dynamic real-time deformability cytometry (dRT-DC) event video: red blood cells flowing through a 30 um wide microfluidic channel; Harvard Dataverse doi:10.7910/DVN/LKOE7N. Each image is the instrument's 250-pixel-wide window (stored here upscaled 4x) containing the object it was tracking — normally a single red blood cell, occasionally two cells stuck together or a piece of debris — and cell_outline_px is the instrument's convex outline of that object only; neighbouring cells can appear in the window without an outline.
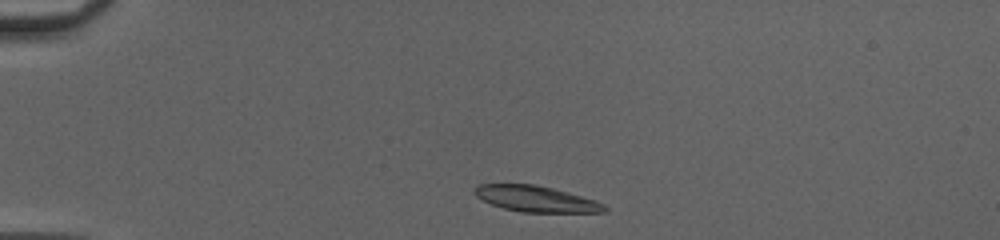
{"species": "common noctule bat (a hibernating species)", "species_latin": "Nyctalus noctula", "temperature_condition": "cold", "stored_images_in_passage": 39, "camera_frame_rate_fps": 3000, "um_per_image_px": 0.085, "animal": {"sex": "female", "body_mass_g": 20.0, "forearm_length_mm": 54.0}, "frame": {"image": 1, "passage_image": 1, "time_ms": 0.0, "image_size_px": [1000, 240], "cell_outline_px": [[608, 212], [520, 212], [504, 208], [480, 200], [472, 192], [472, 188], [476, 184], [536, 184], [552, 188], [596, 200], [604, 204], [608, 208]], "centroid_in_image_um": [45.52, 16.9], "position_along_channel_um": 39.5, "area_um2": 19.83}}
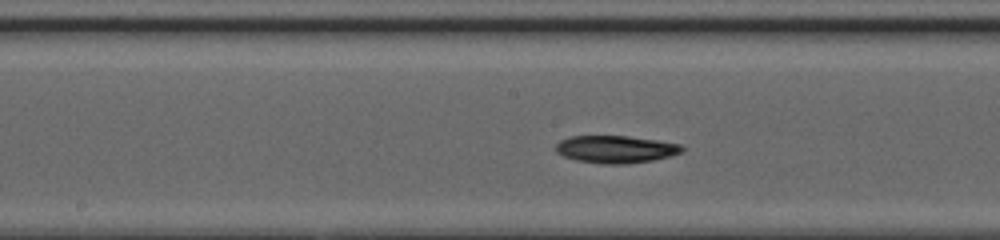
{"frame": {"image": 2, "passage_image": 16, "time_ms": 5.0, "image_size_px": [1000, 240], "cell_outline_px": [[684, 152], [672, 156], [652, 160], [624, 164], [604, 164], [576, 160], [564, 156], [556, 152], [556, 144], [560, 140], [572, 136], [628, 136], [656, 140], [680, 144], [684, 148]], "centroid_in_image_um": [52.36, 12.69], "position_along_channel_um": 195.8, "area_um2": 20.17}}
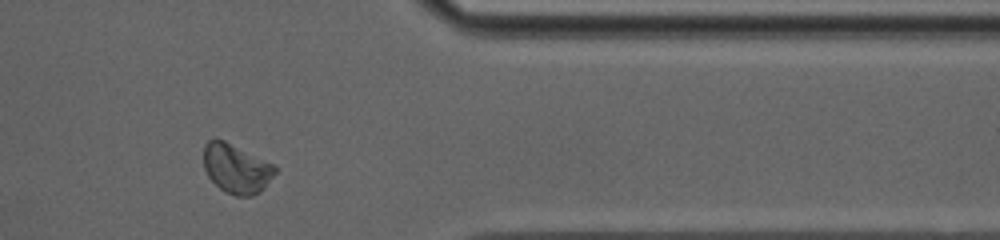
{"frame": {"image": 3, "passage_image": 31, "time_ms": 10.0, "image_size_px": [1000, 240], "cell_outline_px": [[276, 172], [264, 188], [260, 192], [252, 196], [236, 196], [224, 192], [208, 176], [204, 168], [204, 144], [208, 140], [216, 136], [272, 164], [276, 168]], "centroid_in_image_um": [20.05, 14.32], "position_along_channel_um": 391.3, "area_um2": 20.46}, "authors_computed_cell_mechanics": {"area_um2": 20.2878, "velocity_mm_per_s": 4.1624, "shape_relaxation_time_tau1_ms": 8.27, "shape_relaxation_time_tau2_ms": null, "deformation_change_tau1": 0.1749, "deformation_change_tau2": null}}